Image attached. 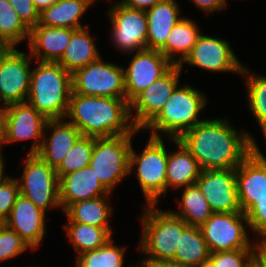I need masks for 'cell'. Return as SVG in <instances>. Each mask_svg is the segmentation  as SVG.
Instances as JSON below:
<instances>
[{"label": "cell", "mask_w": 266, "mask_h": 267, "mask_svg": "<svg viewBox=\"0 0 266 267\" xmlns=\"http://www.w3.org/2000/svg\"><path fill=\"white\" fill-rule=\"evenodd\" d=\"M5 129H6V105L0 104V157L2 156L1 151L5 144H6V134H5Z\"/></svg>", "instance_id": "44"}, {"label": "cell", "mask_w": 266, "mask_h": 267, "mask_svg": "<svg viewBox=\"0 0 266 267\" xmlns=\"http://www.w3.org/2000/svg\"><path fill=\"white\" fill-rule=\"evenodd\" d=\"M88 26L76 29L62 57L57 61L65 70L73 74L76 70L97 61L101 55L95 45Z\"/></svg>", "instance_id": "26"}, {"label": "cell", "mask_w": 266, "mask_h": 267, "mask_svg": "<svg viewBox=\"0 0 266 267\" xmlns=\"http://www.w3.org/2000/svg\"><path fill=\"white\" fill-rule=\"evenodd\" d=\"M196 184L214 213L242 212L236 182V168L201 170Z\"/></svg>", "instance_id": "16"}, {"label": "cell", "mask_w": 266, "mask_h": 267, "mask_svg": "<svg viewBox=\"0 0 266 267\" xmlns=\"http://www.w3.org/2000/svg\"><path fill=\"white\" fill-rule=\"evenodd\" d=\"M194 267H215V265L213 264L212 260L208 258Z\"/></svg>", "instance_id": "48"}, {"label": "cell", "mask_w": 266, "mask_h": 267, "mask_svg": "<svg viewBox=\"0 0 266 267\" xmlns=\"http://www.w3.org/2000/svg\"><path fill=\"white\" fill-rule=\"evenodd\" d=\"M5 160L3 157H0V182L2 179H4L8 174L5 175L4 171H5V164H4Z\"/></svg>", "instance_id": "47"}, {"label": "cell", "mask_w": 266, "mask_h": 267, "mask_svg": "<svg viewBox=\"0 0 266 267\" xmlns=\"http://www.w3.org/2000/svg\"><path fill=\"white\" fill-rule=\"evenodd\" d=\"M244 267H266V244L260 248L248 259Z\"/></svg>", "instance_id": "42"}, {"label": "cell", "mask_w": 266, "mask_h": 267, "mask_svg": "<svg viewBox=\"0 0 266 267\" xmlns=\"http://www.w3.org/2000/svg\"><path fill=\"white\" fill-rule=\"evenodd\" d=\"M31 249L29 245L5 223L0 225V262L15 258Z\"/></svg>", "instance_id": "36"}, {"label": "cell", "mask_w": 266, "mask_h": 267, "mask_svg": "<svg viewBox=\"0 0 266 267\" xmlns=\"http://www.w3.org/2000/svg\"><path fill=\"white\" fill-rule=\"evenodd\" d=\"M139 267H184L173 261H154V260H141L138 261Z\"/></svg>", "instance_id": "45"}, {"label": "cell", "mask_w": 266, "mask_h": 267, "mask_svg": "<svg viewBox=\"0 0 266 267\" xmlns=\"http://www.w3.org/2000/svg\"><path fill=\"white\" fill-rule=\"evenodd\" d=\"M234 53L228 40L201 33L179 67L183 69L186 64L212 73L229 72L240 76L244 64Z\"/></svg>", "instance_id": "14"}, {"label": "cell", "mask_w": 266, "mask_h": 267, "mask_svg": "<svg viewBox=\"0 0 266 267\" xmlns=\"http://www.w3.org/2000/svg\"><path fill=\"white\" fill-rule=\"evenodd\" d=\"M95 0H58L40 12L39 24L46 27L80 29V20Z\"/></svg>", "instance_id": "25"}, {"label": "cell", "mask_w": 266, "mask_h": 267, "mask_svg": "<svg viewBox=\"0 0 266 267\" xmlns=\"http://www.w3.org/2000/svg\"><path fill=\"white\" fill-rule=\"evenodd\" d=\"M20 195L19 184L15 177L6 176L0 182V222L4 223Z\"/></svg>", "instance_id": "38"}, {"label": "cell", "mask_w": 266, "mask_h": 267, "mask_svg": "<svg viewBox=\"0 0 266 267\" xmlns=\"http://www.w3.org/2000/svg\"><path fill=\"white\" fill-rule=\"evenodd\" d=\"M206 241L200 226L188 225L176 247L174 262L184 267H194L209 258Z\"/></svg>", "instance_id": "31"}, {"label": "cell", "mask_w": 266, "mask_h": 267, "mask_svg": "<svg viewBox=\"0 0 266 267\" xmlns=\"http://www.w3.org/2000/svg\"><path fill=\"white\" fill-rule=\"evenodd\" d=\"M46 212L38 208L23 195H19L8 219L4 222L15 231L31 248L37 250L47 231Z\"/></svg>", "instance_id": "19"}, {"label": "cell", "mask_w": 266, "mask_h": 267, "mask_svg": "<svg viewBox=\"0 0 266 267\" xmlns=\"http://www.w3.org/2000/svg\"><path fill=\"white\" fill-rule=\"evenodd\" d=\"M37 63L31 71L26 101L48 120L65 119L72 92V74L57 62Z\"/></svg>", "instance_id": "3"}, {"label": "cell", "mask_w": 266, "mask_h": 267, "mask_svg": "<svg viewBox=\"0 0 266 267\" xmlns=\"http://www.w3.org/2000/svg\"><path fill=\"white\" fill-rule=\"evenodd\" d=\"M232 127L229 119H205L179 140L197 160L201 170L238 167L255 149L254 137Z\"/></svg>", "instance_id": "1"}, {"label": "cell", "mask_w": 266, "mask_h": 267, "mask_svg": "<svg viewBox=\"0 0 266 267\" xmlns=\"http://www.w3.org/2000/svg\"><path fill=\"white\" fill-rule=\"evenodd\" d=\"M160 1L161 0H121L119 2L128 8L146 11Z\"/></svg>", "instance_id": "43"}, {"label": "cell", "mask_w": 266, "mask_h": 267, "mask_svg": "<svg viewBox=\"0 0 266 267\" xmlns=\"http://www.w3.org/2000/svg\"><path fill=\"white\" fill-rule=\"evenodd\" d=\"M66 235L74 247L76 258L82 253L104 246L113 237L112 227H97L78 222H67L64 225Z\"/></svg>", "instance_id": "29"}, {"label": "cell", "mask_w": 266, "mask_h": 267, "mask_svg": "<svg viewBox=\"0 0 266 267\" xmlns=\"http://www.w3.org/2000/svg\"><path fill=\"white\" fill-rule=\"evenodd\" d=\"M22 22L31 30L40 20V12L33 0H9Z\"/></svg>", "instance_id": "40"}, {"label": "cell", "mask_w": 266, "mask_h": 267, "mask_svg": "<svg viewBox=\"0 0 266 267\" xmlns=\"http://www.w3.org/2000/svg\"><path fill=\"white\" fill-rule=\"evenodd\" d=\"M207 102V97L199 89L188 84L178 86L163 109L143 130H149L150 136L162 137L164 134L167 138L179 139L205 120L200 118V114Z\"/></svg>", "instance_id": "4"}, {"label": "cell", "mask_w": 266, "mask_h": 267, "mask_svg": "<svg viewBox=\"0 0 266 267\" xmlns=\"http://www.w3.org/2000/svg\"><path fill=\"white\" fill-rule=\"evenodd\" d=\"M261 131L263 132L264 137H265V139H266V126H265Z\"/></svg>", "instance_id": "49"}, {"label": "cell", "mask_w": 266, "mask_h": 267, "mask_svg": "<svg viewBox=\"0 0 266 267\" xmlns=\"http://www.w3.org/2000/svg\"><path fill=\"white\" fill-rule=\"evenodd\" d=\"M145 148L139 154L133 144L129 156V173L137 174V181L146 204H157L166 196V171L168 150L164 137H148ZM135 169V170H134Z\"/></svg>", "instance_id": "6"}, {"label": "cell", "mask_w": 266, "mask_h": 267, "mask_svg": "<svg viewBox=\"0 0 266 267\" xmlns=\"http://www.w3.org/2000/svg\"><path fill=\"white\" fill-rule=\"evenodd\" d=\"M249 229L262 244H266V193L245 212Z\"/></svg>", "instance_id": "37"}, {"label": "cell", "mask_w": 266, "mask_h": 267, "mask_svg": "<svg viewBox=\"0 0 266 267\" xmlns=\"http://www.w3.org/2000/svg\"><path fill=\"white\" fill-rule=\"evenodd\" d=\"M241 77L245 80L248 107L262 130L266 126V76L243 66Z\"/></svg>", "instance_id": "33"}, {"label": "cell", "mask_w": 266, "mask_h": 267, "mask_svg": "<svg viewBox=\"0 0 266 267\" xmlns=\"http://www.w3.org/2000/svg\"><path fill=\"white\" fill-rule=\"evenodd\" d=\"M198 26L194 20L182 17L172 28L166 44L159 51L173 65H179L190 53L202 32Z\"/></svg>", "instance_id": "27"}, {"label": "cell", "mask_w": 266, "mask_h": 267, "mask_svg": "<svg viewBox=\"0 0 266 267\" xmlns=\"http://www.w3.org/2000/svg\"><path fill=\"white\" fill-rule=\"evenodd\" d=\"M58 0H33L34 5L36 9L39 12H42L44 9L50 7L54 3H56Z\"/></svg>", "instance_id": "46"}, {"label": "cell", "mask_w": 266, "mask_h": 267, "mask_svg": "<svg viewBox=\"0 0 266 267\" xmlns=\"http://www.w3.org/2000/svg\"><path fill=\"white\" fill-rule=\"evenodd\" d=\"M47 121L27 101L6 105V144L31 140L28 154H36L41 147Z\"/></svg>", "instance_id": "15"}, {"label": "cell", "mask_w": 266, "mask_h": 267, "mask_svg": "<svg viewBox=\"0 0 266 267\" xmlns=\"http://www.w3.org/2000/svg\"><path fill=\"white\" fill-rule=\"evenodd\" d=\"M33 58L30 52L5 47L0 52V104L26 102Z\"/></svg>", "instance_id": "12"}, {"label": "cell", "mask_w": 266, "mask_h": 267, "mask_svg": "<svg viewBox=\"0 0 266 267\" xmlns=\"http://www.w3.org/2000/svg\"><path fill=\"white\" fill-rule=\"evenodd\" d=\"M48 137L46 133H49ZM80 130L66 119L48 120L41 147L36 153L54 169L63 162L66 154L82 137Z\"/></svg>", "instance_id": "20"}, {"label": "cell", "mask_w": 266, "mask_h": 267, "mask_svg": "<svg viewBox=\"0 0 266 267\" xmlns=\"http://www.w3.org/2000/svg\"><path fill=\"white\" fill-rule=\"evenodd\" d=\"M110 239L104 246L79 255L75 267H124L125 247Z\"/></svg>", "instance_id": "34"}, {"label": "cell", "mask_w": 266, "mask_h": 267, "mask_svg": "<svg viewBox=\"0 0 266 267\" xmlns=\"http://www.w3.org/2000/svg\"><path fill=\"white\" fill-rule=\"evenodd\" d=\"M30 29L22 22L9 0H0V43L4 47H17L29 40Z\"/></svg>", "instance_id": "32"}, {"label": "cell", "mask_w": 266, "mask_h": 267, "mask_svg": "<svg viewBox=\"0 0 266 267\" xmlns=\"http://www.w3.org/2000/svg\"><path fill=\"white\" fill-rule=\"evenodd\" d=\"M65 119L86 137L108 138L141 132L133 126L129 102L123 98L71 92Z\"/></svg>", "instance_id": "2"}, {"label": "cell", "mask_w": 266, "mask_h": 267, "mask_svg": "<svg viewBox=\"0 0 266 267\" xmlns=\"http://www.w3.org/2000/svg\"><path fill=\"white\" fill-rule=\"evenodd\" d=\"M172 66L159 50L145 49L134 53L128 66L124 67L126 100L130 102Z\"/></svg>", "instance_id": "17"}, {"label": "cell", "mask_w": 266, "mask_h": 267, "mask_svg": "<svg viewBox=\"0 0 266 267\" xmlns=\"http://www.w3.org/2000/svg\"><path fill=\"white\" fill-rule=\"evenodd\" d=\"M248 220L245 213H213L200 226L208 250L213 252L233 251L246 248H260V241H251L248 236ZM256 241V242H255Z\"/></svg>", "instance_id": "9"}, {"label": "cell", "mask_w": 266, "mask_h": 267, "mask_svg": "<svg viewBox=\"0 0 266 267\" xmlns=\"http://www.w3.org/2000/svg\"><path fill=\"white\" fill-rule=\"evenodd\" d=\"M101 196L70 204L64 211L67 222H78L97 227H111L110 218L113 210L107 199Z\"/></svg>", "instance_id": "28"}, {"label": "cell", "mask_w": 266, "mask_h": 267, "mask_svg": "<svg viewBox=\"0 0 266 267\" xmlns=\"http://www.w3.org/2000/svg\"><path fill=\"white\" fill-rule=\"evenodd\" d=\"M171 139L177 150L168 152L166 171V195L170 188L178 189L196 183L201 168L184 144L175 138Z\"/></svg>", "instance_id": "24"}, {"label": "cell", "mask_w": 266, "mask_h": 267, "mask_svg": "<svg viewBox=\"0 0 266 267\" xmlns=\"http://www.w3.org/2000/svg\"><path fill=\"white\" fill-rule=\"evenodd\" d=\"M22 175L15 179L20 194L28 198L44 212L61 208L59 200V178L56 169L51 167L37 154H27L21 163Z\"/></svg>", "instance_id": "8"}, {"label": "cell", "mask_w": 266, "mask_h": 267, "mask_svg": "<svg viewBox=\"0 0 266 267\" xmlns=\"http://www.w3.org/2000/svg\"><path fill=\"white\" fill-rule=\"evenodd\" d=\"M192 3L207 15L217 13L227 7V0H191Z\"/></svg>", "instance_id": "41"}, {"label": "cell", "mask_w": 266, "mask_h": 267, "mask_svg": "<svg viewBox=\"0 0 266 267\" xmlns=\"http://www.w3.org/2000/svg\"><path fill=\"white\" fill-rule=\"evenodd\" d=\"M107 14L112 23L110 35L115 49L125 55L147 49L148 27L144 10L128 8L114 1Z\"/></svg>", "instance_id": "11"}, {"label": "cell", "mask_w": 266, "mask_h": 267, "mask_svg": "<svg viewBox=\"0 0 266 267\" xmlns=\"http://www.w3.org/2000/svg\"><path fill=\"white\" fill-rule=\"evenodd\" d=\"M179 189H183L180 199H176L179 210L171 211L188 225L201 226L214 213L204 194L196 183Z\"/></svg>", "instance_id": "30"}, {"label": "cell", "mask_w": 266, "mask_h": 267, "mask_svg": "<svg viewBox=\"0 0 266 267\" xmlns=\"http://www.w3.org/2000/svg\"><path fill=\"white\" fill-rule=\"evenodd\" d=\"M142 209V237L137 249L148 257L140 260L174 262L176 247L188 224L171 210L157 208V204H147Z\"/></svg>", "instance_id": "5"}, {"label": "cell", "mask_w": 266, "mask_h": 267, "mask_svg": "<svg viewBox=\"0 0 266 267\" xmlns=\"http://www.w3.org/2000/svg\"><path fill=\"white\" fill-rule=\"evenodd\" d=\"M99 58L72 74V92L126 99L124 67Z\"/></svg>", "instance_id": "10"}, {"label": "cell", "mask_w": 266, "mask_h": 267, "mask_svg": "<svg viewBox=\"0 0 266 267\" xmlns=\"http://www.w3.org/2000/svg\"><path fill=\"white\" fill-rule=\"evenodd\" d=\"M94 147V138L82 136L66 154L56 169L58 178L89 166Z\"/></svg>", "instance_id": "35"}, {"label": "cell", "mask_w": 266, "mask_h": 267, "mask_svg": "<svg viewBox=\"0 0 266 267\" xmlns=\"http://www.w3.org/2000/svg\"><path fill=\"white\" fill-rule=\"evenodd\" d=\"M129 267H139L138 265H137V263H136V265H129Z\"/></svg>", "instance_id": "51"}, {"label": "cell", "mask_w": 266, "mask_h": 267, "mask_svg": "<svg viewBox=\"0 0 266 267\" xmlns=\"http://www.w3.org/2000/svg\"><path fill=\"white\" fill-rule=\"evenodd\" d=\"M182 69L173 65L162 77L138 93L129 102L133 126L143 130L163 109L164 104L179 86Z\"/></svg>", "instance_id": "13"}, {"label": "cell", "mask_w": 266, "mask_h": 267, "mask_svg": "<svg viewBox=\"0 0 266 267\" xmlns=\"http://www.w3.org/2000/svg\"><path fill=\"white\" fill-rule=\"evenodd\" d=\"M135 134L94 138L89 166L100 182L112 193L129 173V156Z\"/></svg>", "instance_id": "7"}, {"label": "cell", "mask_w": 266, "mask_h": 267, "mask_svg": "<svg viewBox=\"0 0 266 267\" xmlns=\"http://www.w3.org/2000/svg\"><path fill=\"white\" fill-rule=\"evenodd\" d=\"M5 47L0 43V52L4 49Z\"/></svg>", "instance_id": "50"}, {"label": "cell", "mask_w": 266, "mask_h": 267, "mask_svg": "<svg viewBox=\"0 0 266 267\" xmlns=\"http://www.w3.org/2000/svg\"><path fill=\"white\" fill-rule=\"evenodd\" d=\"M75 30L46 27L38 23L30 30L27 41L31 57L35 62H57L62 57Z\"/></svg>", "instance_id": "22"}, {"label": "cell", "mask_w": 266, "mask_h": 267, "mask_svg": "<svg viewBox=\"0 0 266 267\" xmlns=\"http://www.w3.org/2000/svg\"><path fill=\"white\" fill-rule=\"evenodd\" d=\"M109 195H112L111 192L100 182L90 166L59 179V200L62 211L72 203Z\"/></svg>", "instance_id": "21"}, {"label": "cell", "mask_w": 266, "mask_h": 267, "mask_svg": "<svg viewBox=\"0 0 266 267\" xmlns=\"http://www.w3.org/2000/svg\"><path fill=\"white\" fill-rule=\"evenodd\" d=\"M254 151L236 167V182L242 212L266 193V157L254 139Z\"/></svg>", "instance_id": "18"}, {"label": "cell", "mask_w": 266, "mask_h": 267, "mask_svg": "<svg viewBox=\"0 0 266 267\" xmlns=\"http://www.w3.org/2000/svg\"><path fill=\"white\" fill-rule=\"evenodd\" d=\"M259 248L237 249L233 251L213 252L209 258L215 267H244L248 259Z\"/></svg>", "instance_id": "39"}, {"label": "cell", "mask_w": 266, "mask_h": 267, "mask_svg": "<svg viewBox=\"0 0 266 267\" xmlns=\"http://www.w3.org/2000/svg\"><path fill=\"white\" fill-rule=\"evenodd\" d=\"M147 15V49L160 50L165 44L172 28L182 18L180 5L177 0H161Z\"/></svg>", "instance_id": "23"}]
</instances>
